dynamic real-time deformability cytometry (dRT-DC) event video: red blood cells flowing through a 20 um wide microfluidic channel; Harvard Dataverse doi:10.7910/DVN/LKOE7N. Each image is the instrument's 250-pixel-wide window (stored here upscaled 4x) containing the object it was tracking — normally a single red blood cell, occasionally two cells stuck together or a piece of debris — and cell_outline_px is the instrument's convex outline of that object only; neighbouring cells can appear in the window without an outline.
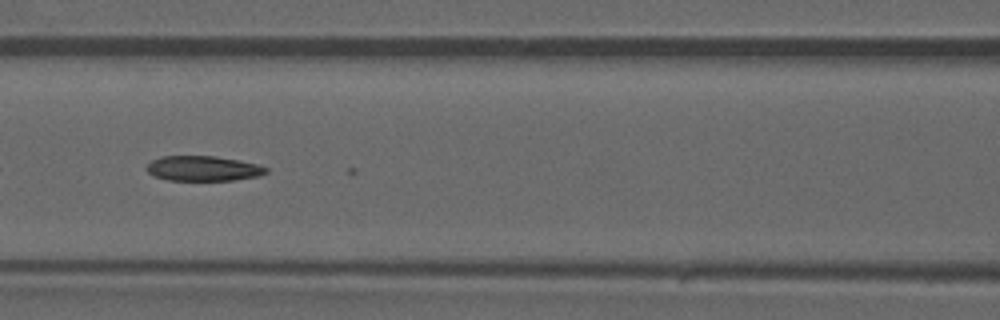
{"species": "common noctule bat (a hibernating species)", "species_latin": "Nyctalus noctula", "temperature_condition": "warm", "stored_images_in_passage": 30, "camera_frame_rate_fps": 3000, "um_per_image_px": 0.085, "animal": {"sex": "male", "forearm_length_mm": 52.5}, "frame": {"image": 1, "passage_image": 11, "time_ms": 3.333, "image_size_px": [1000, 320], "cell_outline_px": [[268, 172], [260, 176], [236, 180], [168, 180], [152, 176], [144, 168], [152, 160], [160, 156], [216, 156], [260, 164], [268, 168]], "centroid_in_image_um": [17.28, 14.32], "position_along_channel_um": 149.3, "area_um2": 17.69}}